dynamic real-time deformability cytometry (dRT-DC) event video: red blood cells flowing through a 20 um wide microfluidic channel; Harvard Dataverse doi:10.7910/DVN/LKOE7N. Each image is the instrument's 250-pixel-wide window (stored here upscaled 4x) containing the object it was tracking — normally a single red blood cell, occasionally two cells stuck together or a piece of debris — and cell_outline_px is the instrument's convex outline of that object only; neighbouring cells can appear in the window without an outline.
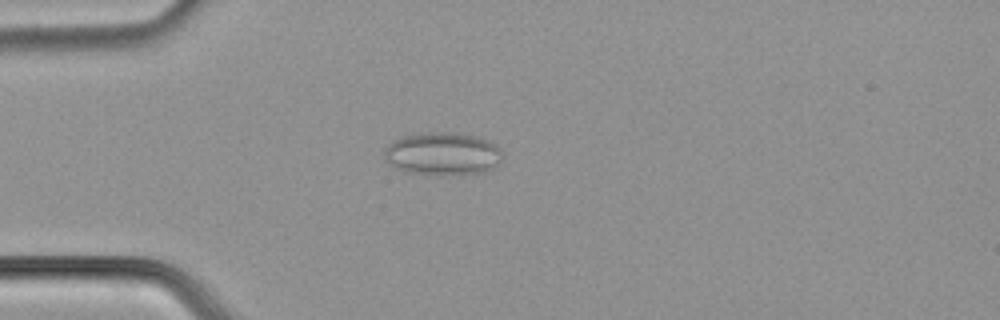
{"species": "common noctule bat (a hibernating species)", "species_latin": "Nyctalus noctula", "temperature_condition": "cold", "stored_images_in_passage": 53, "camera_frame_rate_fps": 3000, "um_per_image_px": 0.085, "animal": {"sex": "male", "body_mass_g": 21.5, "forearm_length_mm": 52.0}, "frame": {"image": 1, "passage_image": 14, "time_ms": 4.333, "image_size_px": [1000, 320], "cell_outline_px": [[500, 160], [492, 168], [484, 172], [404, 172], [396, 168], [384, 160], [384, 148], [392, 140], [404, 136], [428, 132], [452, 132], [476, 136], [488, 140], [496, 144], [500, 148]], "centroid_in_image_um": [37.57, 13.01], "position_along_channel_um": 47.4, "area_um2": 28.73}}
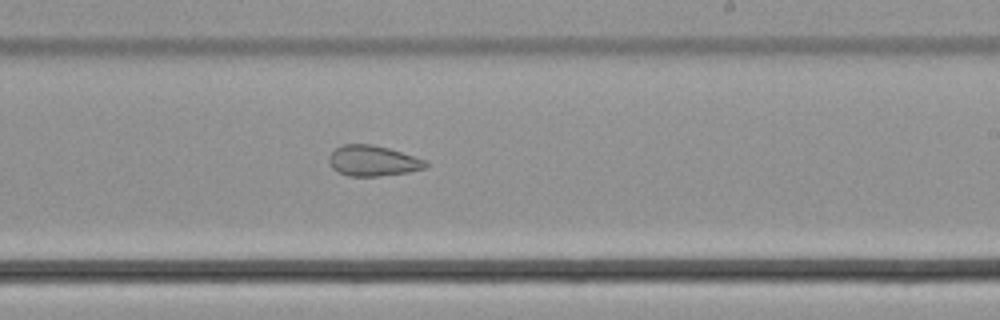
{"frame": {"image": 2, "passage_image": 32, "time_ms": 10.333, "image_size_px": [1000, 320], "cell_outline_px": [[428, 168], [408, 172], [380, 176], [348, 176], [332, 168], [328, 160], [328, 156], [336, 148], [344, 144], [372, 144], [388, 148], [428, 160]], "centroid_in_image_um": [31.73, 13.67], "position_along_channel_um": 257.3, "area_um2": 17.34}}
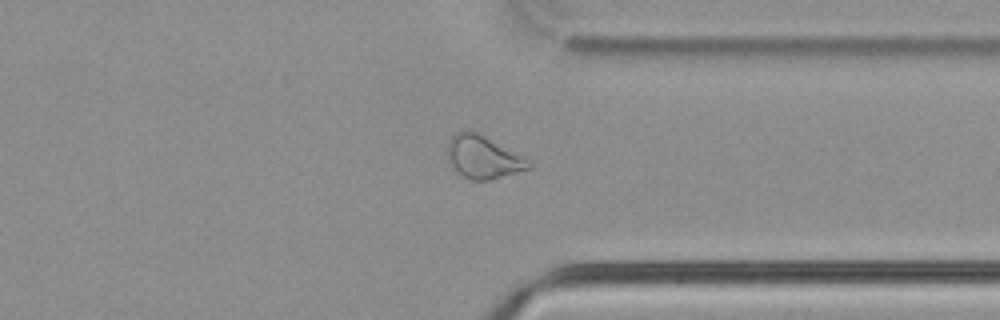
{"frame": {"image": 3, "passage_image": 41, "time_ms": 13.333, "image_size_px": [1000, 320], "cell_outline_px": [[532, 168], [492, 180], [472, 180], [464, 176], [448, 160], [444, 152], [448, 140], [456, 132], [476, 132], [532, 164]], "centroid_in_image_um": [40.99, 13.39], "position_along_channel_um": 370.4, "area_um2": 19.48}, "authors_computed_cell_mechanics": {"area_um2": 23.698, "velocity_mm_per_s": 3.7878, "shape_relaxation_time_tau1_ms": null, "shape_relaxation_time_tau2_ms": 3.1887, "deformation_change_tau1": null, "deformation_change_tau2": 0.0945}}